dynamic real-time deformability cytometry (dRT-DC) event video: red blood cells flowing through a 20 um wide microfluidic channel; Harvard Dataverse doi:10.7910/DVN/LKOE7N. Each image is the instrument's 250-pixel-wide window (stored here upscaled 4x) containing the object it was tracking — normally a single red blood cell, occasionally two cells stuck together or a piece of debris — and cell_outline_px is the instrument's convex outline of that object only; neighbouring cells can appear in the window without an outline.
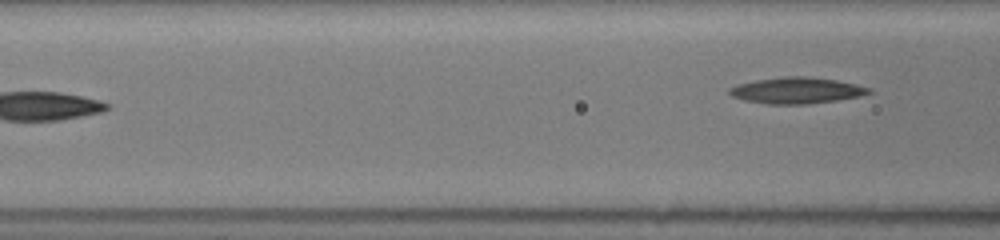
{"species": "common noctule bat (a hibernating species)", "species_latin": "Nyctalus noctula", "temperature_condition": "room temperature", "stored_images_in_passage": 13, "camera_frame_rate_fps": 3000, "um_per_image_px": 0.085, "animal": {"sex": "female", "body_mass_g": 19.5, "forearm_length_mm": 54.1}, "frame": {"image": 1, "passage_image": 13, "time_ms": 7.667, "image_size_px": [1000, 240], "cell_outline_px": [[872, 92], [860, 96], [836, 100], [804, 104], [768, 104], [744, 100], [732, 96], [728, 92], [728, 88], [736, 84], [756, 80], [784, 76], [808, 76], [836, 80], [856, 84], [872, 88]], "centroid_in_image_um": [67.7, 7.68], "position_along_channel_um": 98.9, "area_um2": 21.33}}